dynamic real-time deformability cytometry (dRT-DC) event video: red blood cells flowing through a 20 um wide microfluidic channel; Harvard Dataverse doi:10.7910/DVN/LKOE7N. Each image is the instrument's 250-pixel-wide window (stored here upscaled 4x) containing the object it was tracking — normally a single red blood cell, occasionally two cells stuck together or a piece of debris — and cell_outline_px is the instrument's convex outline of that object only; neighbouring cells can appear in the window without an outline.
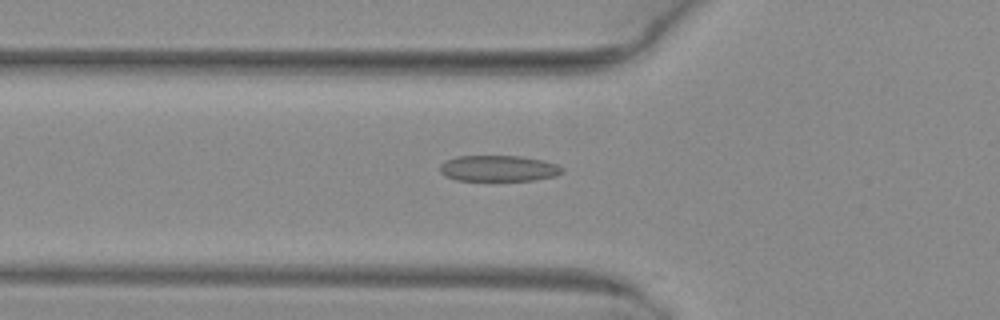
{"species": "common noctule bat (a hibernating species)", "species_latin": "Nyctalus noctula", "temperature_condition": "warm", "stored_images_in_passage": 35, "camera_frame_rate_fps": 3000, "um_per_image_px": 0.085, "animal": {"sex": "female", "body_mass_g": 29.2, "forearm_length_mm": 56.3}, "frame": {"image": 1, "passage_image": 3, "time_ms": 0.667, "image_size_px": [1000, 320], "cell_outline_px": [[564, 172], [556, 176], [532, 180], [456, 180], [444, 176], [440, 172], [440, 164], [456, 156], [520, 156], [544, 160], [556, 164], [564, 168]], "centroid_in_image_um": [42.39, 14.31], "position_along_channel_um": 83.4, "area_um2": 18.55}}
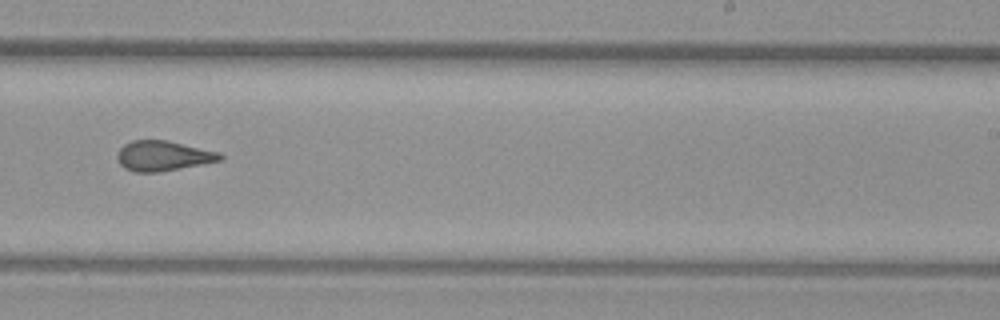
{"frame": {"image": 2, "passage_image": 17, "time_ms": 5.333, "image_size_px": [1000, 320], "cell_outline_px": [[224, 156], [220, 160], [160, 172], [136, 172], [124, 168], [120, 164], [116, 156], [120, 148], [124, 144], [132, 140], [168, 140], [220, 152]], "centroid_in_image_um": [13.84, 13.24], "position_along_channel_um": 275.2, "area_um2": 17.98}}
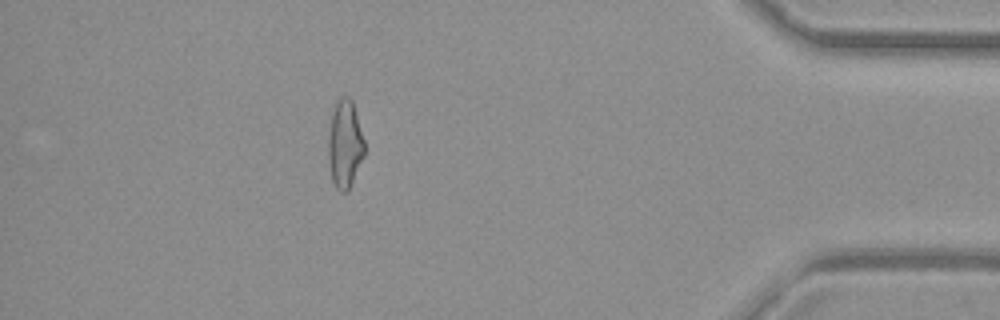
{"frame": {"image": 3, "passage_image": 30, "time_ms": 9.667, "image_size_px": [1000, 320], "cell_outline_px": [[364, 156], [348, 192], [340, 192], [336, 188], [332, 180], [328, 156], [328, 136], [332, 116], [336, 104], [340, 96], [348, 96], [352, 100], [364, 140]], "centroid_in_image_um": [29.32, 12.28], "position_along_channel_um": 405.9, "area_um2": 18.38}, "authors_computed_cell_mechanics": {"area_um2": 18.207, "velocity_mm_per_s": 4.097, "shape_relaxation_time_tau1_ms": 8.5512, "shape_relaxation_time_tau2_ms": 1.1544, "deformation_change_tau1": 0.2327, "deformation_change_tau2": 0.0933}}